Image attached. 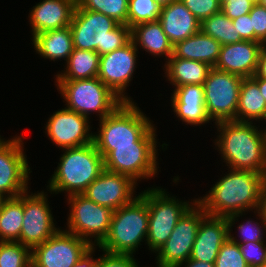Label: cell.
Returning <instances> with one entry per match:
<instances>
[{"mask_svg": "<svg viewBox=\"0 0 266 267\" xmlns=\"http://www.w3.org/2000/svg\"><path fill=\"white\" fill-rule=\"evenodd\" d=\"M205 196L196 199L207 215L226 217L229 231L245 212L258 210L266 174L229 169ZM244 213V214H243Z\"/></svg>", "mask_w": 266, "mask_h": 267, "instance_id": "1", "label": "cell"}, {"mask_svg": "<svg viewBox=\"0 0 266 267\" xmlns=\"http://www.w3.org/2000/svg\"><path fill=\"white\" fill-rule=\"evenodd\" d=\"M216 149L230 169L266 174V137L253 123L221 121L215 124Z\"/></svg>", "mask_w": 266, "mask_h": 267, "instance_id": "2", "label": "cell"}, {"mask_svg": "<svg viewBox=\"0 0 266 267\" xmlns=\"http://www.w3.org/2000/svg\"><path fill=\"white\" fill-rule=\"evenodd\" d=\"M70 29L74 48L96 51L100 56L131 41V29L102 13L76 5Z\"/></svg>", "mask_w": 266, "mask_h": 267, "instance_id": "3", "label": "cell"}, {"mask_svg": "<svg viewBox=\"0 0 266 267\" xmlns=\"http://www.w3.org/2000/svg\"><path fill=\"white\" fill-rule=\"evenodd\" d=\"M63 151L46 188L51 194L64 191L68 193L67 196L82 194L105 170L104 158L94 143L63 149Z\"/></svg>", "mask_w": 266, "mask_h": 267, "instance_id": "4", "label": "cell"}, {"mask_svg": "<svg viewBox=\"0 0 266 267\" xmlns=\"http://www.w3.org/2000/svg\"><path fill=\"white\" fill-rule=\"evenodd\" d=\"M137 103L123 102L113 113L99 120L93 143L105 158L114 146H135L154 125Z\"/></svg>", "mask_w": 266, "mask_h": 267, "instance_id": "5", "label": "cell"}, {"mask_svg": "<svg viewBox=\"0 0 266 267\" xmlns=\"http://www.w3.org/2000/svg\"><path fill=\"white\" fill-rule=\"evenodd\" d=\"M148 224V205L138 194L132 202L113 212L108 234L98 247L112 254L133 255L143 240L146 244Z\"/></svg>", "mask_w": 266, "mask_h": 267, "instance_id": "6", "label": "cell"}, {"mask_svg": "<svg viewBox=\"0 0 266 267\" xmlns=\"http://www.w3.org/2000/svg\"><path fill=\"white\" fill-rule=\"evenodd\" d=\"M67 109L86 116L98 113L99 120L113 113L124 101L98 77L81 80H56Z\"/></svg>", "mask_w": 266, "mask_h": 267, "instance_id": "7", "label": "cell"}, {"mask_svg": "<svg viewBox=\"0 0 266 267\" xmlns=\"http://www.w3.org/2000/svg\"><path fill=\"white\" fill-rule=\"evenodd\" d=\"M167 193L161 187H151L139 193L147 202L149 211L146 244L155 254L165 244L178 220L196 202V199L192 200L193 203L178 200Z\"/></svg>", "mask_w": 266, "mask_h": 267, "instance_id": "8", "label": "cell"}, {"mask_svg": "<svg viewBox=\"0 0 266 267\" xmlns=\"http://www.w3.org/2000/svg\"><path fill=\"white\" fill-rule=\"evenodd\" d=\"M156 136L153 126L135 146H114V150L104 158L105 170L127 175L135 182L154 178L159 168Z\"/></svg>", "mask_w": 266, "mask_h": 267, "instance_id": "9", "label": "cell"}, {"mask_svg": "<svg viewBox=\"0 0 266 267\" xmlns=\"http://www.w3.org/2000/svg\"><path fill=\"white\" fill-rule=\"evenodd\" d=\"M67 200L71 209L65 231L86 240L93 247L98 246L108 234L114 210L98 205L82 194L68 196Z\"/></svg>", "mask_w": 266, "mask_h": 267, "instance_id": "10", "label": "cell"}, {"mask_svg": "<svg viewBox=\"0 0 266 267\" xmlns=\"http://www.w3.org/2000/svg\"><path fill=\"white\" fill-rule=\"evenodd\" d=\"M243 77L214 67L203 83L207 114L214 123L235 121Z\"/></svg>", "mask_w": 266, "mask_h": 267, "instance_id": "11", "label": "cell"}, {"mask_svg": "<svg viewBox=\"0 0 266 267\" xmlns=\"http://www.w3.org/2000/svg\"><path fill=\"white\" fill-rule=\"evenodd\" d=\"M206 215L197 202L182 215L165 244L156 253L157 267H178L190 258L199 225Z\"/></svg>", "mask_w": 266, "mask_h": 267, "instance_id": "12", "label": "cell"}, {"mask_svg": "<svg viewBox=\"0 0 266 267\" xmlns=\"http://www.w3.org/2000/svg\"><path fill=\"white\" fill-rule=\"evenodd\" d=\"M93 246L64 229L31 250L32 267H73Z\"/></svg>", "mask_w": 266, "mask_h": 267, "instance_id": "13", "label": "cell"}, {"mask_svg": "<svg viewBox=\"0 0 266 267\" xmlns=\"http://www.w3.org/2000/svg\"><path fill=\"white\" fill-rule=\"evenodd\" d=\"M15 136L0 143V193L7 198H15L28 191L29 174L32 172L24 152V139Z\"/></svg>", "mask_w": 266, "mask_h": 267, "instance_id": "14", "label": "cell"}, {"mask_svg": "<svg viewBox=\"0 0 266 267\" xmlns=\"http://www.w3.org/2000/svg\"><path fill=\"white\" fill-rule=\"evenodd\" d=\"M29 192V193H28ZM47 192H24V216L20 242L32 250L53 236L60 228L55 227L48 203Z\"/></svg>", "mask_w": 266, "mask_h": 267, "instance_id": "15", "label": "cell"}, {"mask_svg": "<svg viewBox=\"0 0 266 267\" xmlns=\"http://www.w3.org/2000/svg\"><path fill=\"white\" fill-rule=\"evenodd\" d=\"M138 50L131 40L124 47L100 56L97 77L124 102H133L125 91L137 68Z\"/></svg>", "mask_w": 266, "mask_h": 267, "instance_id": "16", "label": "cell"}, {"mask_svg": "<svg viewBox=\"0 0 266 267\" xmlns=\"http://www.w3.org/2000/svg\"><path fill=\"white\" fill-rule=\"evenodd\" d=\"M90 119L67 108L55 111L48 118L45 132L49 139L62 150L93 143Z\"/></svg>", "mask_w": 266, "mask_h": 267, "instance_id": "17", "label": "cell"}, {"mask_svg": "<svg viewBox=\"0 0 266 267\" xmlns=\"http://www.w3.org/2000/svg\"><path fill=\"white\" fill-rule=\"evenodd\" d=\"M137 182L131 177L104 170L82 193L98 205L117 210L129 204L136 197Z\"/></svg>", "mask_w": 266, "mask_h": 267, "instance_id": "18", "label": "cell"}, {"mask_svg": "<svg viewBox=\"0 0 266 267\" xmlns=\"http://www.w3.org/2000/svg\"><path fill=\"white\" fill-rule=\"evenodd\" d=\"M263 46L260 42L249 40L222 45L214 68L243 78L252 77L257 70L258 58Z\"/></svg>", "mask_w": 266, "mask_h": 267, "instance_id": "19", "label": "cell"}, {"mask_svg": "<svg viewBox=\"0 0 266 267\" xmlns=\"http://www.w3.org/2000/svg\"><path fill=\"white\" fill-rule=\"evenodd\" d=\"M229 238L226 217L206 215L199 225L190 258L215 263L222 244Z\"/></svg>", "mask_w": 266, "mask_h": 267, "instance_id": "20", "label": "cell"}, {"mask_svg": "<svg viewBox=\"0 0 266 267\" xmlns=\"http://www.w3.org/2000/svg\"><path fill=\"white\" fill-rule=\"evenodd\" d=\"M77 0H42L29 11L32 37L39 33L70 26Z\"/></svg>", "mask_w": 266, "mask_h": 267, "instance_id": "21", "label": "cell"}, {"mask_svg": "<svg viewBox=\"0 0 266 267\" xmlns=\"http://www.w3.org/2000/svg\"><path fill=\"white\" fill-rule=\"evenodd\" d=\"M170 101L174 113L182 123L202 126L212 122L205 107L203 85L189 84L176 87Z\"/></svg>", "mask_w": 266, "mask_h": 267, "instance_id": "22", "label": "cell"}, {"mask_svg": "<svg viewBox=\"0 0 266 267\" xmlns=\"http://www.w3.org/2000/svg\"><path fill=\"white\" fill-rule=\"evenodd\" d=\"M158 21L173 46L200 31L201 22L180 0L161 7Z\"/></svg>", "mask_w": 266, "mask_h": 267, "instance_id": "23", "label": "cell"}, {"mask_svg": "<svg viewBox=\"0 0 266 267\" xmlns=\"http://www.w3.org/2000/svg\"><path fill=\"white\" fill-rule=\"evenodd\" d=\"M221 44L201 30L173 46V55L182 59L201 61L214 67L218 61Z\"/></svg>", "mask_w": 266, "mask_h": 267, "instance_id": "24", "label": "cell"}, {"mask_svg": "<svg viewBox=\"0 0 266 267\" xmlns=\"http://www.w3.org/2000/svg\"><path fill=\"white\" fill-rule=\"evenodd\" d=\"M32 46L37 54L50 61L67 62L73 52V37L70 27L62 29L48 30L32 37Z\"/></svg>", "mask_w": 266, "mask_h": 267, "instance_id": "25", "label": "cell"}, {"mask_svg": "<svg viewBox=\"0 0 266 267\" xmlns=\"http://www.w3.org/2000/svg\"><path fill=\"white\" fill-rule=\"evenodd\" d=\"M131 40L137 48L139 46L155 57H165L166 61L173 55V44L159 21L141 23L132 27Z\"/></svg>", "mask_w": 266, "mask_h": 267, "instance_id": "26", "label": "cell"}, {"mask_svg": "<svg viewBox=\"0 0 266 267\" xmlns=\"http://www.w3.org/2000/svg\"><path fill=\"white\" fill-rule=\"evenodd\" d=\"M164 68L165 77L176 88L189 84L203 85L213 67L201 61L170 57Z\"/></svg>", "mask_w": 266, "mask_h": 267, "instance_id": "27", "label": "cell"}, {"mask_svg": "<svg viewBox=\"0 0 266 267\" xmlns=\"http://www.w3.org/2000/svg\"><path fill=\"white\" fill-rule=\"evenodd\" d=\"M266 116V101L261 95L258 83L252 78H243L240 87L238 108L235 121L253 123Z\"/></svg>", "mask_w": 266, "mask_h": 267, "instance_id": "28", "label": "cell"}, {"mask_svg": "<svg viewBox=\"0 0 266 267\" xmlns=\"http://www.w3.org/2000/svg\"><path fill=\"white\" fill-rule=\"evenodd\" d=\"M65 70L57 73L55 80H81L98 76L100 55L96 51L74 48Z\"/></svg>", "mask_w": 266, "mask_h": 267, "instance_id": "29", "label": "cell"}, {"mask_svg": "<svg viewBox=\"0 0 266 267\" xmlns=\"http://www.w3.org/2000/svg\"><path fill=\"white\" fill-rule=\"evenodd\" d=\"M24 216V193L8 198L0 210V241L20 239Z\"/></svg>", "mask_w": 266, "mask_h": 267, "instance_id": "30", "label": "cell"}, {"mask_svg": "<svg viewBox=\"0 0 266 267\" xmlns=\"http://www.w3.org/2000/svg\"><path fill=\"white\" fill-rule=\"evenodd\" d=\"M200 30L217 40L221 45L233 44L243 41L235 29L233 22L222 11L204 19Z\"/></svg>", "mask_w": 266, "mask_h": 267, "instance_id": "31", "label": "cell"}, {"mask_svg": "<svg viewBox=\"0 0 266 267\" xmlns=\"http://www.w3.org/2000/svg\"><path fill=\"white\" fill-rule=\"evenodd\" d=\"M129 0H77V4L86 10L102 13L127 25Z\"/></svg>", "mask_w": 266, "mask_h": 267, "instance_id": "32", "label": "cell"}, {"mask_svg": "<svg viewBox=\"0 0 266 267\" xmlns=\"http://www.w3.org/2000/svg\"><path fill=\"white\" fill-rule=\"evenodd\" d=\"M161 13V6L154 0H129L127 26L132 27L146 22H156Z\"/></svg>", "mask_w": 266, "mask_h": 267, "instance_id": "33", "label": "cell"}, {"mask_svg": "<svg viewBox=\"0 0 266 267\" xmlns=\"http://www.w3.org/2000/svg\"><path fill=\"white\" fill-rule=\"evenodd\" d=\"M0 267H31V250L20 242L0 241Z\"/></svg>", "mask_w": 266, "mask_h": 267, "instance_id": "34", "label": "cell"}, {"mask_svg": "<svg viewBox=\"0 0 266 267\" xmlns=\"http://www.w3.org/2000/svg\"><path fill=\"white\" fill-rule=\"evenodd\" d=\"M259 217L260 222L252 220V218L248 219L246 222L240 223L236 228H238V232L240 233V239L234 237L229 231V239L235 243L242 244L247 243L249 241H265L266 239V220L263 217V214L258 210L254 211ZM263 225H262V224ZM261 224V225H260Z\"/></svg>", "mask_w": 266, "mask_h": 267, "instance_id": "35", "label": "cell"}, {"mask_svg": "<svg viewBox=\"0 0 266 267\" xmlns=\"http://www.w3.org/2000/svg\"><path fill=\"white\" fill-rule=\"evenodd\" d=\"M215 267H249V265L241 253L239 244L228 238L219 250Z\"/></svg>", "mask_w": 266, "mask_h": 267, "instance_id": "36", "label": "cell"}, {"mask_svg": "<svg viewBox=\"0 0 266 267\" xmlns=\"http://www.w3.org/2000/svg\"><path fill=\"white\" fill-rule=\"evenodd\" d=\"M239 247L249 267H266V241H249Z\"/></svg>", "mask_w": 266, "mask_h": 267, "instance_id": "37", "label": "cell"}, {"mask_svg": "<svg viewBox=\"0 0 266 267\" xmlns=\"http://www.w3.org/2000/svg\"><path fill=\"white\" fill-rule=\"evenodd\" d=\"M200 21L221 11L219 0H180Z\"/></svg>", "mask_w": 266, "mask_h": 267, "instance_id": "38", "label": "cell"}, {"mask_svg": "<svg viewBox=\"0 0 266 267\" xmlns=\"http://www.w3.org/2000/svg\"><path fill=\"white\" fill-rule=\"evenodd\" d=\"M252 28L254 29V42L266 44V7L255 3L250 11Z\"/></svg>", "mask_w": 266, "mask_h": 267, "instance_id": "39", "label": "cell"}, {"mask_svg": "<svg viewBox=\"0 0 266 267\" xmlns=\"http://www.w3.org/2000/svg\"><path fill=\"white\" fill-rule=\"evenodd\" d=\"M103 253L98 257V267H139L134 255L112 254L105 251Z\"/></svg>", "mask_w": 266, "mask_h": 267, "instance_id": "40", "label": "cell"}, {"mask_svg": "<svg viewBox=\"0 0 266 267\" xmlns=\"http://www.w3.org/2000/svg\"><path fill=\"white\" fill-rule=\"evenodd\" d=\"M255 2L252 0H227L221 4V11L231 20L247 15Z\"/></svg>", "mask_w": 266, "mask_h": 267, "instance_id": "41", "label": "cell"}, {"mask_svg": "<svg viewBox=\"0 0 266 267\" xmlns=\"http://www.w3.org/2000/svg\"><path fill=\"white\" fill-rule=\"evenodd\" d=\"M235 29L243 40L254 41V29L250 14L239 16L232 20Z\"/></svg>", "mask_w": 266, "mask_h": 267, "instance_id": "42", "label": "cell"}, {"mask_svg": "<svg viewBox=\"0 0 266 267\" xmlns=\"http://www.w3.org/2000/svg\"><path fill=\"white\" fill-rule=\"evenodd\" d=\"M96 247H92L87 253H85L80 260H78L73 267H98V259L93 258V252Z\"/></svg>", "mask_w": 266, "mask_h": 267, "instance_id": "43", "label": "cell"}, {"mask_svg": "<svg viewBox=\"0 0 266 267\" xmlns=\"http://www.w3.org/2000/svg\"><path fill=\"white\" fill-rule=\"evenodd\" d=\"M255 76L266 79V46L264 45L260 51L258 58L257 70Z\"/></svg>", "mask_w": 266, "mask_h": 267, "instance_id": "44", "label": "cell"}, {"mask_svg": "<svg viewBox=\"0 0 266 267\" xmlns=\"http://www.w3.org/2000/svg\"><path fill=\"white\" fill-rule=\"evenodd\" d=\"M183 265L185 267H215V263H208V262H203L200 260H193L191 258H189L186 262H183L178 267H181Z\"/></svg>", "mask_w": 266, "mask_h": 267, "instance_id": "45", "label": "cell"}, {"mask_svg": "<svg viewBox=\"0 0 266 267\" xmlns=\"http://www.w3.org/2000/svg\"><path fill=\"white\" fill-rule=\"evenodd\" d=\"M259 211L263 214L264 219L266 220V175L264 176L262 191H261V203Z\"/></svg>", "mask_w": 266, "mask_h": 267, "instance_id": "46", "label": "cell"}, {"mask_svg": "<svg viewBox=\"0 0 266 267\" xmlns=\"http://www.w3.org/2000/svg\"><path fill=\"white\" fill-rule=\"evenodd\" d=\"M252 78L258 83V88L261 92V95L266 101V79L256 77L255 75H253Z\"/></svg>", "mask_w": 266, "mask_h": 267, "instance_id": "47", "label": "cell"}, {"mask_svg": "<svg viewBox=\"0 0 266 267\" xmlns=\"http://www.w3.org/2000/svg\"><path fill=\"white\" fill-rule=\"evenodd\" d=\"M159 6L164 7L175 0H154Z\"/></svg>", "mask_w": 266, "mask_h": 267, "instance_id": "48", "label": "cell"}, {"mask_svg": "<svg viewBox=\"0 0 266 267\" xmlns=\"http://www.w3.org/2000/svg\"><path fill=\"white\" fill-rule=\"evenodd\" d=\"M7 199H8V198H7L5 195H3V194L0 193V210H1V208H2V206H3V204H4V202H5Z\"/></svg>", "mask_w": 266, "mask_h": 267, "instance_id": "49", "label": "cell"}, {"mask_svg": "<svg viewBox=\"0 0 266 267\" xmlns=\"http://www.w3.org/2000/svg\"><path fill=\"white\" fill-rule=\"evenodd\" d=\"M261 6L266 7V0H259L258 2Z\"/></svg>", "mask_w": 266, "mask_h": 267, "instance_id": "50", "label": "cell"}, {"mask_svg": "<svg viewBox=\"0 0 266 267\" xmlns=\"http://www.w3.org/2000/svg\"><path fill=\"white\" fill-rule=\"evenodd\" d=\"M264 120H265V122H266V116H265ZM265 128H266V127H265ZM262 131H263V133H264V135H265V137H266V129H263Z\"/></svg>", "mask_w": 266, "mask_h": 267, "instance_id": "51", "label": "cell"}, {"mask_svg": "<svg viewBox=\"0 0 266 267\" xmlns=\"http://www.w3.org/2000/svg\"><path fill=\"white\" fill-rule=\"evenodd\" d=\"M225 1H227V0H219V3L222 4V3H224Z\"/></svg>", "mask_w": 266, "mask_h": 267, "instance_id": "52", "label": "cell"}, {"mask_svg": "<svg viewBox=\"0 0 266 267\" xmlns=\"http://www.w3.org/2000/svg\"><path fill=\"white\" fill-rule=\"evenodd\" d=\"M1 138H2V137H1V135H0V143L4 140V138H2V139H1Z\"/></svg>", "mask_w": 266, "mask_h": 267, "instance_id": "53", "label": "cell"}, {"mask_svg": "<svg viewBox=\"0 0 266 267\" xmlns=\"http://www.w3.org/2000/svg\"><path fill=\"white\" fill-rule=\"evenodd\" d=\"M253 2H255V3H258L259 2V0H252Z\"/></svg>", "mask_w": 266, "mask_h": 267, "instance_id": "54", "label": "cell"}]
</instances>
